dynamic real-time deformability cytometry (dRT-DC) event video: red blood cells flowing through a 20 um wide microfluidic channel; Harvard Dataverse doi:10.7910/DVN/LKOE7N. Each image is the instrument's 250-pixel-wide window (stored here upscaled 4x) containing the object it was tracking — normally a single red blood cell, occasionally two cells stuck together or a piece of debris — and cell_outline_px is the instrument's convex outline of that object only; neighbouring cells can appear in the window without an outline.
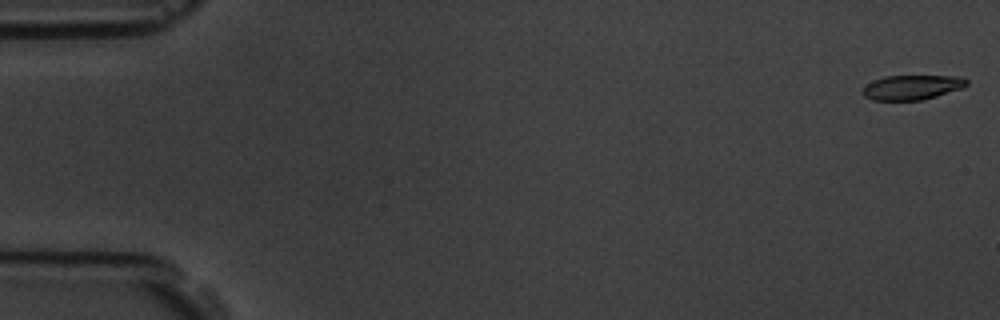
{"species": "common noctule bat (a hibernating species)", "species_latin": "Nyctalus noctula", "temperature_condition": "room temperature", "stored_images_in_passage": 5, "camera_frame_rate_fps": 3000, "um_per_image_px": 0.085, "animal": {"sex": "male", "body_mass_g": 19.5, "forearm_length_mm": 54.6}, "frame": {"image": 1, "passage_image": 1, "time_ms": 0.0, "image_size_px": [1000, 320], "cell_outline_px": [[968, 84], [960, 88], [936, 96], [920, 100], [872, 100], [864, 96], [864, 88], [868, 84], [884, 76], [960, 76], [968, 80]], "centroid_in_image_um": [77.54, 7.42], "position_along_channel_um": 7.5, "area_um2": 14.62}}
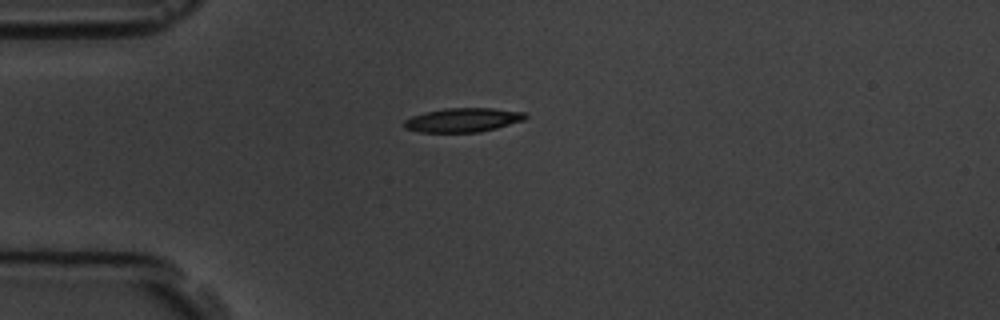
{"frame": {"image": 2, "passage_image": 5, "time_ms": 4.667, "image_size_px": [1000, 320], "cell_outline_px": [[528, 116], [524, 120], [496, 128], [480, 132], [420, 132], [404, 128], [404, 120], [412, 116], [444, 108], [492, 108], [524, 112]], "centroid_in_image_um": [39.36, 10.2], "position_along_channel_um": 45.6, "area_um2": 16.88}}